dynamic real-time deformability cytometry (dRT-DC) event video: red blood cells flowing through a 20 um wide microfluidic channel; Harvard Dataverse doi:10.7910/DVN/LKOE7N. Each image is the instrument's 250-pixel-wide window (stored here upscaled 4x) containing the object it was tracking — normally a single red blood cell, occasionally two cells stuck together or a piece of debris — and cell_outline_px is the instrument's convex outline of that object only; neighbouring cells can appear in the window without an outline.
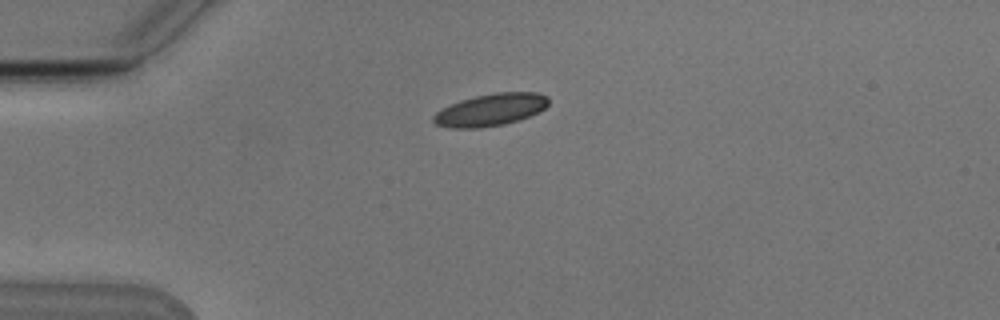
{"species": "Egyptian fruit bat (a non-hibernating species)", "species_latin": "Rousettus aegyptiacus", "temperature_condition": "cold", "stored_images_in_passage": 3, "camera_frame_rate_fps": 3000, "um_per_image_px": 0.085, "animal": {"sex": "male"}, "frame": {"image": 1, "passage_image": 2, "time_ms": 1.333, "image_size_px": [1000, 320], "cell_outline_px": [[548, 104], [544, 108], [528, 116], [504, 124], [480, 128], [452, 128], [436, 124], [432, 120], [432, 116], [436, 112], [460, 100], [476, 96], [496, 92], [540, 92], [548, 96]], "centroid_in_image_um": [41.7, 9.32], "position_along_channel_um": 43.3, "area_um2": 21.39}}